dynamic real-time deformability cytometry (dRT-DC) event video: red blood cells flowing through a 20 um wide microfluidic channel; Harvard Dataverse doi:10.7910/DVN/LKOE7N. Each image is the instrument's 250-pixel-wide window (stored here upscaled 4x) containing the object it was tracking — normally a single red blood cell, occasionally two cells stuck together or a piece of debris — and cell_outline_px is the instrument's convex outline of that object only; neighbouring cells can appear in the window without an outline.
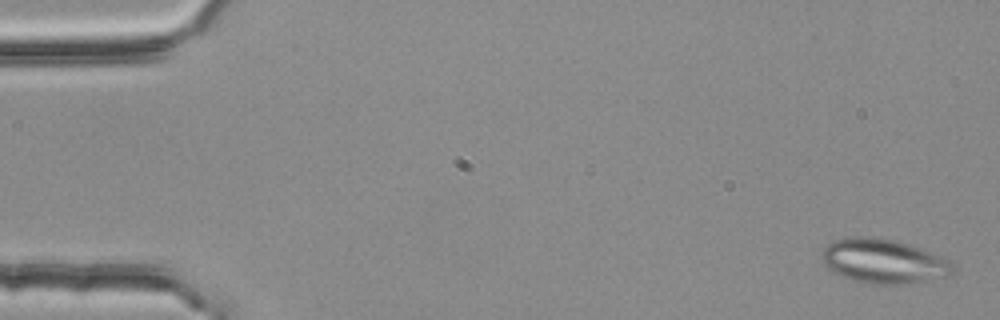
{"species": "common noctule bat (a hibernating species)", "species_latin": "Nyctalus noctula", "temperature_condition": "room temperature", "stored_images_in_passage": 4, "camera_frame_rate_fps": 3000, "um_per_image_px": 0.085, "animal": {"sex": "female", "body_mass_g": 25.1}, "frame": {"image": 1, "passage_image": 1, "time_ms": 0.0, "image_size_px": [1000, 320], "cell_outline_px": [[956, 272], [948, 276], [904, 284], [872, 284], [852, 280], [832, 272], [824, 264], [820, 256], [820, 252], [832, 240], [856, 236], [872, 236], [892, 240], [908, 244], [920, 248], [940, 256], [948, 260], [952, 264]], "centroid_in_image_um": [75.06, 22.2], "position_along_channel_um": 9.9, "area_um2": 33.93}}